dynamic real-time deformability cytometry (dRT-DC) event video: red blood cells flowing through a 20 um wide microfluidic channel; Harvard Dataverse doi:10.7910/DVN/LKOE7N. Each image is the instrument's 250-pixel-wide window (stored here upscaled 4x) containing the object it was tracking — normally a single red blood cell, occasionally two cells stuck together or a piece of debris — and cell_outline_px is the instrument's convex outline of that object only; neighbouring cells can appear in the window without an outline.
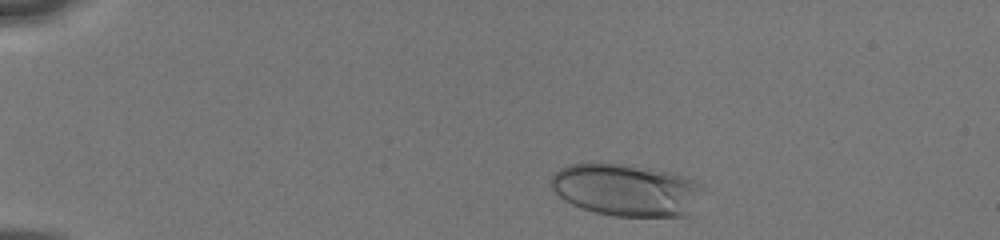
{"species": "human", "species_latin": "Homo sapiens", "temperature_condition": "cold", "stored_images_in_passage": 9, "camera_frame_rate_fps": 3000, "um_per_image_px": 0.085, "donor": {"sex": "male"}, "frame": {"image": 1, "passage_image": 2, "time_ms": 0.667, "image_size_px": [1000, 240], "cell_outline_px": [[704, 188], [688, 216], [612, 216], [580, 208], [564, 200], [552, 188], [552, 176], [560, 168], [568, 164], [596, 160], [600, 160], [652, 168], [676, 172], [700, 184]], "centroid_in_image_um": [53.21, 16.1], "position_along_channel_um": 31.8, "area_um2": 47.11}}
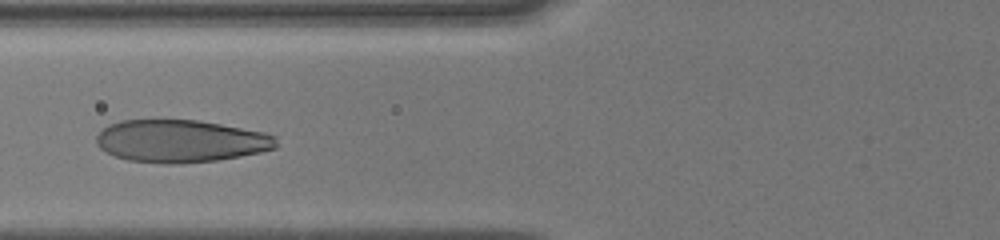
{"frame": {"image": 2, "passage_image": 8, "time_ms": 4.667, "image_size_px": [1000, 240], "cell_outline_px": [[276, 148], [260, 152], [240, 156], [216, 160], [180, 164], [164, 164], [128, 160], [104, 152], [96, 144], [96, 136], [108, 124], [120, 120], [200, 120], [264, 132], [276, 136]], "centroid_in_image_um": [15.33, 11.99], "position_along_channel_um": 110.5, "area_um2": 44.74}}